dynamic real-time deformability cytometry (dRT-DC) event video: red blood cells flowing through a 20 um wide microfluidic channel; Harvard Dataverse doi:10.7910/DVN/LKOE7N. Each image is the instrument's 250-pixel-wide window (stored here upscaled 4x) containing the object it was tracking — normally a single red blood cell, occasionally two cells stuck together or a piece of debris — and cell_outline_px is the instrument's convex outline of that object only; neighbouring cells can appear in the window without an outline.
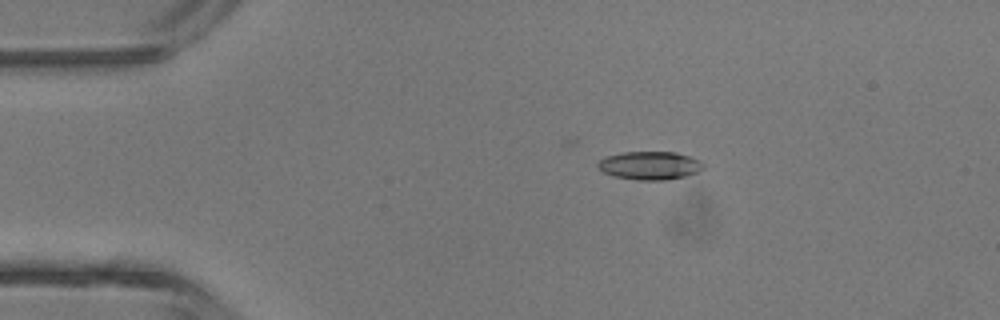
{"species": "common noctule bat (a hibernating species)", "species_latin": "Nyctalus noctula", "temperature_condition": "room temperature", "stored_images_in_passage": 5, "segment_of_instrument_passage": [2, 2], "camera_frame_rate_fps": 3000, "um_per_image_px": 0.085, "animal": {"sex": "male", "body_mass_g": 13.3}, "frame": {"image": 1, "passage_image": 5, "time_ms": 4.667, "image_size_px": [1000, 320], "cell_outline_px": [[704, 168], [696, 172], [684, 176], [668, 180], [636, 180], [616, 176], [604, 172], [596, 164], [600, 160], [608, 156], [624, 152], [676, 152], [700, 160], [704, 164]], "centroid_in_image_um": [55.26, 14.07], "position_along_channel_um": 29.7, "area_um2": 17.17}}